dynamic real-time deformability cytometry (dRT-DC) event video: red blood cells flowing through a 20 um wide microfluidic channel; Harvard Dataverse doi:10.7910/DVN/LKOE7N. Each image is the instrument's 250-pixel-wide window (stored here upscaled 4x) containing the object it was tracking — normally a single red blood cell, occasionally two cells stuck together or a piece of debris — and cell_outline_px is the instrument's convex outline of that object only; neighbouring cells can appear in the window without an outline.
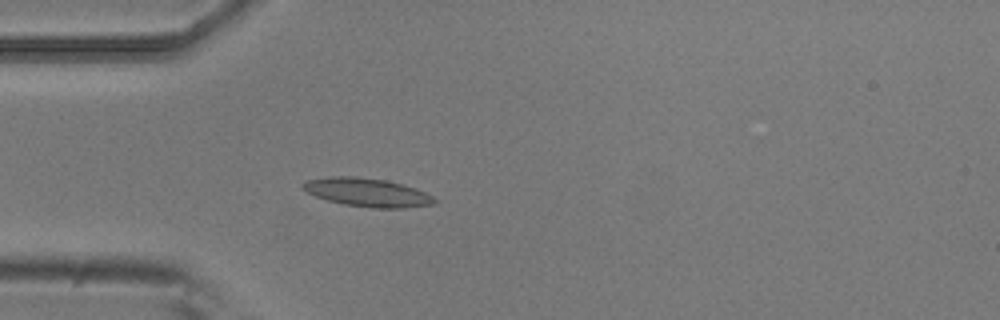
{"species": "common noctule bat (a hibernating species)", "species_latin": "Nyctalus noctula", "temperature_condition": "room temperature", "stored_images_in_passage": 5, "camera_frame_rate_fps": 3000, "um_per_image_px": 0.085, "animal": {"sex": "male", "body_mass_g": 20.5, "forearm_length_mm": 52.5}, "frame": {"image": 1, "passage_image": 5, "time_ms": 1.333, "image_size_px": [1000, 320], "cell_outline_px": [[436, 204], [404, 208], [372, 208], [344, 204], [328, 200], [316, 196], [300, 188], [300, 184], [308, 180], [328, 176], [356, 176], [384, 180], [404, 184], [424, 192], [432, 196], [436, 200]], "centroid_in_image_um": [31.2, 16.35], "position_along_channel_um": 53.8, "area_um2": 21.85}}